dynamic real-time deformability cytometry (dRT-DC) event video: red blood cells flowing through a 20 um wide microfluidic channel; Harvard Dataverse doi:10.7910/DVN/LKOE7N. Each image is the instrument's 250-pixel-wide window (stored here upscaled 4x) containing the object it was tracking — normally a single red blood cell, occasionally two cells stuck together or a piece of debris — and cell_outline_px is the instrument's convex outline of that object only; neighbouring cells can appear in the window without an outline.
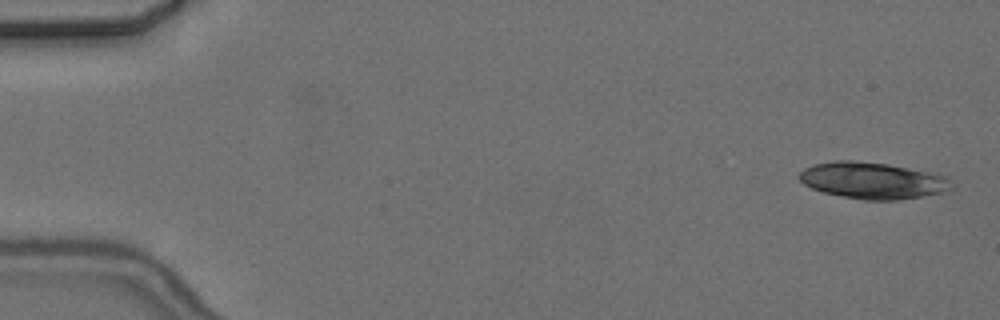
{"species": "common noctule bat (a hibernating species)", "species_latin": "Nyctalus noctula", "temperature_condition": "cold", "stored_images_in_passage": 5, "camera_frame_rate_fps": 3000, "um_per_image_px": 0.085, "animal": {"sex": "female", "body_mass_g": 24.6, "forearm_length_mm": 56.2}, "frame": {"image": 1, "passage_image": 1, "time_ms": 0.0, "image_size_px": [1000, 320], "cell_outline_px": [[952, 188], [948, 192], [896, 200], [864, 200], [824, 192], [812, 188], [804, 184], [796, 176], [804, 168], [816, 164], [832, 160], [852, 160], [888, 164], [936, 172], [948, 176]], "centroid_in_image_um": [74.22, 15.33], "position_along_channel_um": 10.8, "area_um2": 32.71}}